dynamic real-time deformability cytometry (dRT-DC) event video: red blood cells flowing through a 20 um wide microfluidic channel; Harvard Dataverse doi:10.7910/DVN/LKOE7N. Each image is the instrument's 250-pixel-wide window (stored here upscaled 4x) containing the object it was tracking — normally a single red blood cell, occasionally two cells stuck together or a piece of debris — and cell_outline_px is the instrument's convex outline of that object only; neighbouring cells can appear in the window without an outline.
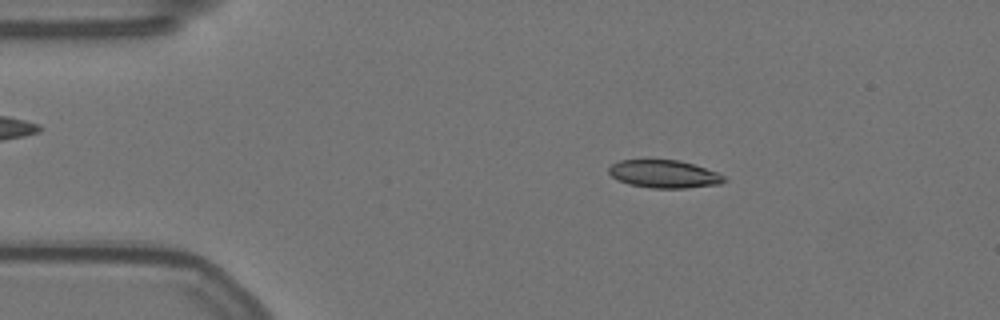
{"species": "Egyptian fruit bat (a non-hibernating species)", "species_latin": "Rousettus aegyptiacus", "temperature_condition": "warm", "stored_images_in_passage": 56, "camera_frame_rate_fps": 3000, "um_per_image_px": 0.085, "animal": {"sex": "female"}, "frame": {"image": 1, "passage_image": 9, "time_ms": 2.667, "image_size_px": [1000, 320], "cell_outline_px": [[728, 180], [720, 184], [684, 188], [652, 188], [628, 184], [612, 176], [608, 172], [608, 168], [612, 164], [620, 160], [680, 160], [716, 172], [724, 176]], "centroid_in_image_um": [56.45, 14.79], "position_along_channel_um": 28.6, "area_um2": 18.55}}
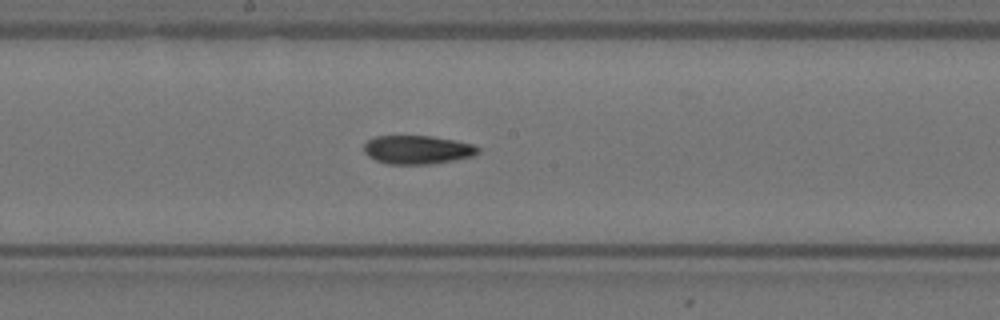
{"frame": {"image": 2, "passage_image": 29, "time_ms": 9.333, "image_size_px": [1000, 320], "cell_outline_px": [[480, 152], [476, 156], [456, 160], [432, 164], [388, 164], [376, 160], [368, 156], [364, 152], [364, 144], [368, 140], [376, 136], [432, 136], [456, 140], [472, 144], [480, 148]], "centroid_in_image_um": [35.53, 12.73], "position_along_channel_um": 212.7, "area_um2": 19.25}}
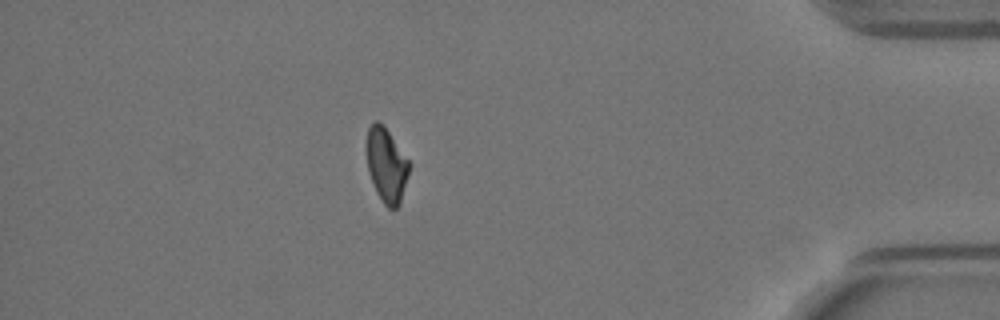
{"frame": {"image": 3, "passage_image": 49, "time_ms": 16.0, "image_size_px": [1000, 320], "cell_outline_px": [[412, 164], [400, 204], [396, 208], [388, 208], [384, 204], [376, 192], [368, 172], [364, 152], [364, 144], [368, 128], [376, 120], [388, 132]], "centroid_in_image_um": [32.82, 14.05], "position_along_channel_um": 402.4, "area_um2": 18.84}}